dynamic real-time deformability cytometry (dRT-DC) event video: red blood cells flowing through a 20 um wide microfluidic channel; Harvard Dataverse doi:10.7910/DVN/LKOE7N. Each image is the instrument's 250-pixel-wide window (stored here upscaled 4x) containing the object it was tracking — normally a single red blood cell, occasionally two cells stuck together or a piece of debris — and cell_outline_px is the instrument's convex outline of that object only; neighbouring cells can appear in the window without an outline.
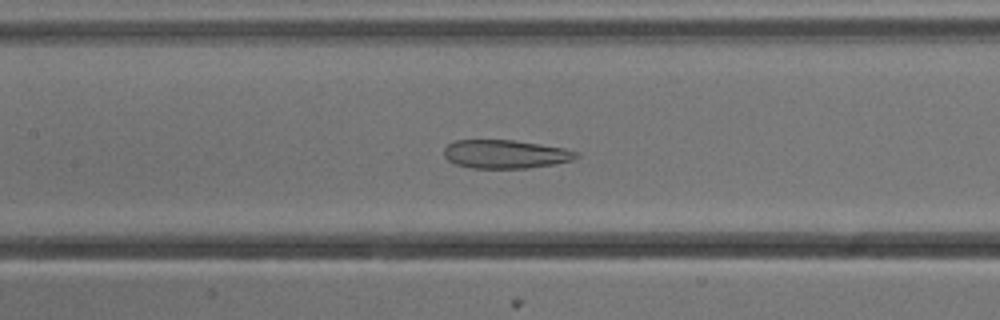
{"species": "common noctule bat (a hibernating species)", "species_latin": "Nyctalus noctula", "temperature_condition": "cold", "stored_images_in_passage": 45, "camera_frame_rate_fps": 3000, "um_per_image_px": 0.085, "animal": {"sex": "male", "body_mass_g": 13.3}, "frame": {"image": 1, "passage_image": 23, "time_ms": 7.333, "image_size_px": [1000, 320], "cell_outline_px": [[580, 156], [572, 160], [552, 164], [528, 168], [472, 168], [456, 164], [448, 160], [444, 156], [444, 148], [448, 144], [456, 140], [516, 140], [564, 148], [580, 152]], "centroid_in_image_um": [42.97, 13.09], "position_along_channel_um": 164.4, "area_um2": 22.02}}
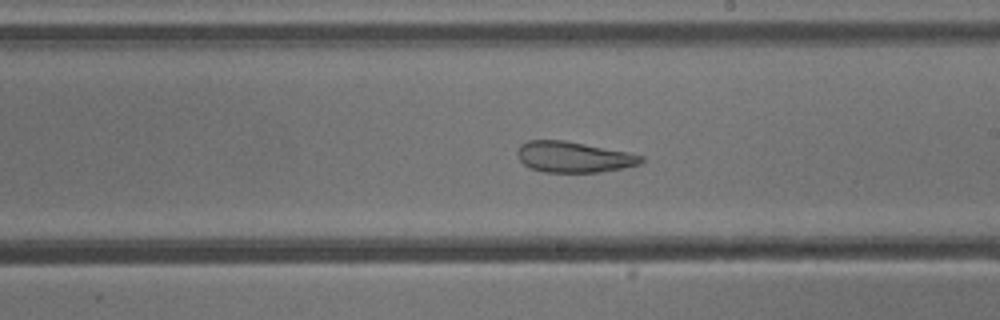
{"frame": {"image": 2, "passage_image": 29, "time_ms": 9.333, "image_size_px": [1000, 320], "cell_outline_px": [[644, 160], [640, 164], [600, 172], [544, 172], [528, 168], [520, 160], [516, 152], [520, 144], [528, 140], [564, 140], [628, 152], [644, 156]], "centroid_in_image_um": [48.73, 13.34], "position_along_channel_um": 240.3, "area_um2": 22.25}}
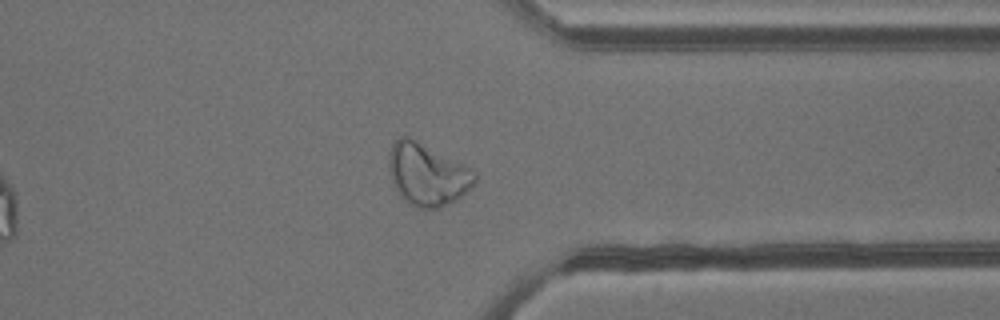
{"frame": {"image": 3, "passage_image": 40, "time_ms": 13.0, "image_size_px": [1000, 320], "cell_outline_px": [[476, 180], [472, 188], [456, 200], [440, 208], [416, 208], [408, 204], [404, 200], [396, 188], [388, 172], [388, 152], [392, 144], [400, 136], [408, 136], [472, 168], [476, 172]], "centroid_in_image_um": [36.32, 14.83], "position_along_channel_um": 375.1, "area_um2": 31.33}, "authors_computed_cell_mechanics": {"area_um2": 29.5358, "velocity_mm_per_s": 3.8088, "shape_relaxation_time_tau1_ms": null, "shape_relaxation_time_tau2_ms": 3.2456, "deformation_change_tau1": null, "deformation_change_tau2": 0.125}}